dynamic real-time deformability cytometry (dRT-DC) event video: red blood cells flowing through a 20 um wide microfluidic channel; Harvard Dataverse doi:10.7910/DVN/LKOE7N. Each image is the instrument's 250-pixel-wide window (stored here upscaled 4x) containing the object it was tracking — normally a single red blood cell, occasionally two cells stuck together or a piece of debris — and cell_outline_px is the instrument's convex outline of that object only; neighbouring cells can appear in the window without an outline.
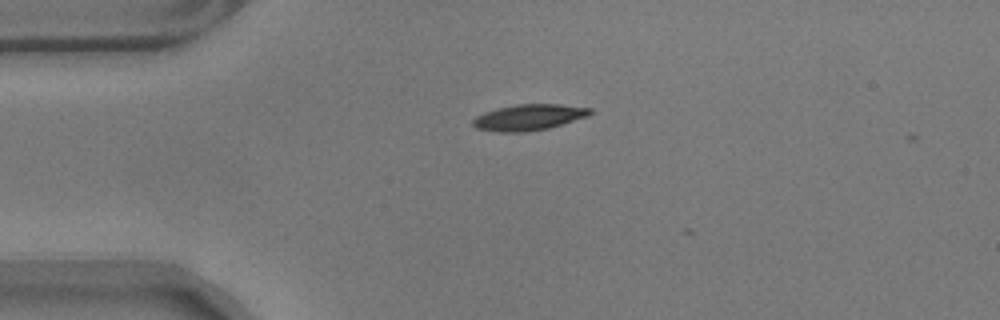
{"species": "common noctule bat (a hibernating species)", "species_latin": "Nyctalus noctula", "temperature_condition": "warm", "stored_images_in_passage": 6, "camera_frame_rate_fps": 3000, "um_per_image_px": 0.085, "animal": {"sex": "male", "body_mass_g": 17.9}, "frame": {"image": 1, "passage_image": 2, "time_ms": 0.333, "image_size_px": [1000, 320], "cell_outline_px": [[592, 112], [588, 116], [548, 128], [524, 132], [496, 132], [476, 128], [472, 124], [472, 120], [476, 116], [484, 112], [496, 108], [516, 104], [560, 104], [592, 108]], "centroid_in_image_um": [44.92, 9.96], "position_along_channel_um": 40.1, "area_um2": 17.8}}